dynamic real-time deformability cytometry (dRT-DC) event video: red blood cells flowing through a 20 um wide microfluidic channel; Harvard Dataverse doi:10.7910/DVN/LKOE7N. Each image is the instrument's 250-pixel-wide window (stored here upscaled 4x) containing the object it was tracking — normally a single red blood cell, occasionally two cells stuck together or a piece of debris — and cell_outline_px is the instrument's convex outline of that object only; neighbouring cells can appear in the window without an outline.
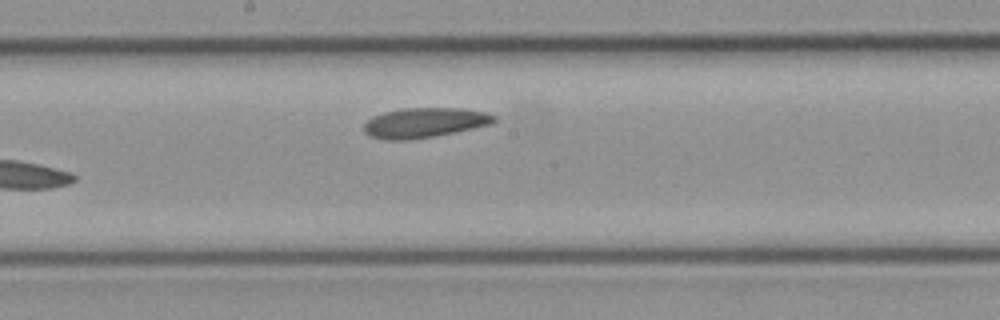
{"species": "common noctule bat (a hibernating species)", "species_latin": "Nyctalus noctula", "temperature_condition": "cold", "stored_images_in_passage": 13, "camera_frame_rate_fps": 3000, "um_per_image_px": 0.085, "animal": {"sex": "female", "body_mass_g": 21.9}, "frame": {"image": 1, "passage_image": 13, "time_ms": 4.0, "image_size_px": [1000, 320], "cell_outline_px": [[496, 120], [492, 124], [432, 136], [408, 140], [384, 140], [372, 136], [364, 132], [364, 124], [372, 116], [384, 112], [400, 108], [464, 108], [488, 112], [496, 116]], "centroid_in_image_um": [36.09, 10.41], "position_along_channel_um": 212.1, "area_um2": 22.66}}